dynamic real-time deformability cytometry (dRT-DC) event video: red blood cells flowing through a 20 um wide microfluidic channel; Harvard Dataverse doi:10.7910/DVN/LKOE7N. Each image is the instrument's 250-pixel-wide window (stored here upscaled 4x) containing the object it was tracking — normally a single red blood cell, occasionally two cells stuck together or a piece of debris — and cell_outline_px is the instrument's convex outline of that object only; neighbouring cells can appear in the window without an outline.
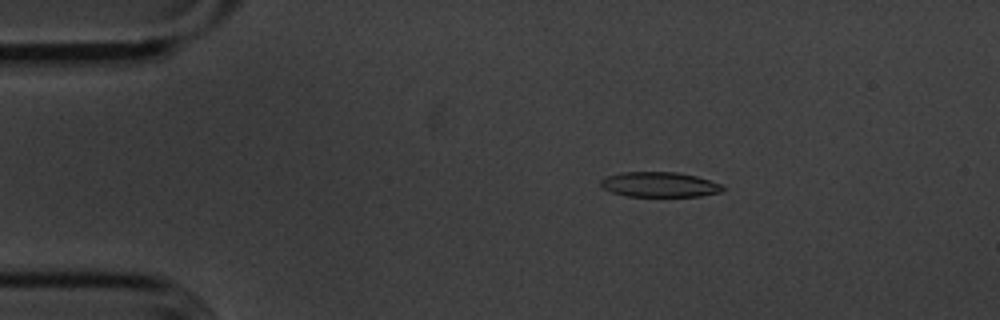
{"species": "common noctule bat (a hibernating species)", "species_latin": "Nyctalus noctula", "temperature_condition": "cold", "stored_images_in_passage": 51, "camera_frame_rate_fps": 3000, "um_per_image_px": 0.085, "animal": {"sex": "male", "body_mass_g": 20.1, "forearm_length_mm": 53.5}, "frame": {"image": 1, "passage_image": 5, "time_ms": 1.333, "image_size_px": [1000, 320], "cell_outline_px": [[724, 188], [720, 192], [700, 196], [624, 196], [612, 192], [604, 188], [600, 184], [600, 180], [604, 176], [620, 172], [676, 172], [696, 176], [720, 184]], "centroid_in_image_um": [56.0, 15.68], "position_along_channel_um": 29.0, "area_um2": 17.74}}
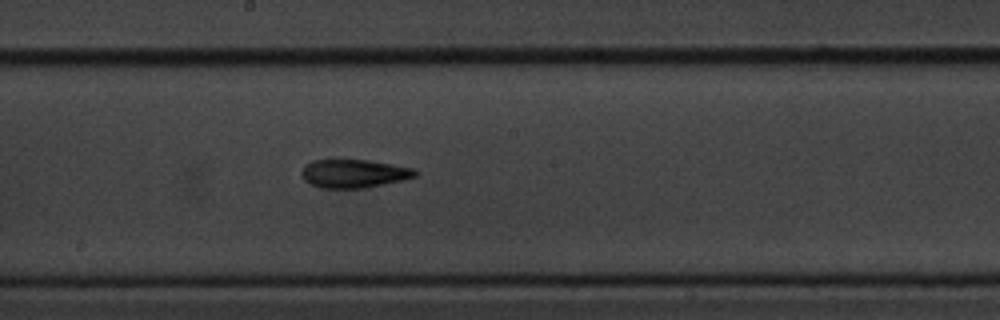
{"frame": {"image": 2, "passage_image": 25, "time_ms": 8.0, "image_size_px": [1000, 320], "cell_outline_px": [[416, 176], [404, 180], [364, 188], [320, 188], [304, 180], [300, 172], [304, 164], [312, 160], [368, 160], [392, 164], [412, 168], [416, 172]], "centroid_in_image_um": [30.04, 14.75], "position_along_channel_um": 218.2, "area_um2": 18.79}}
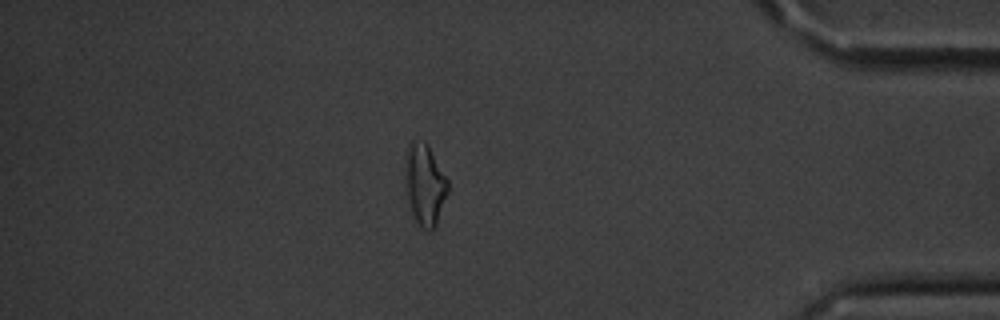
{"frame": {"image": 3, "passage_image": 43, "time_ms": 14.0, "image_size_px": [1000, 320], "cell_outline_px": [[448, 192], [436, 224], [432, 232], [428, 232], [420, 228], [412, 212], [404, 192], [404, 156], [408, 144], [412, 140], [424, 140], [428, 144], [448, 180]], "centroid_in_image_um": [36.06, 15.66], "position_along_channel_um": 399.1, "area_um2": 20.92}, "authors_computed_cell_mechanics": {"area_um2": 18.6116, "velocity_mm_per_s": 3.6168, "shape_relaxation_time_tau1_ms": 9.6653, "shape_relaxation_time_tau2_ms": 10.5382, "deformation_change_tau1": 0.2375, "deformation_change_tau2": 0.2271}}